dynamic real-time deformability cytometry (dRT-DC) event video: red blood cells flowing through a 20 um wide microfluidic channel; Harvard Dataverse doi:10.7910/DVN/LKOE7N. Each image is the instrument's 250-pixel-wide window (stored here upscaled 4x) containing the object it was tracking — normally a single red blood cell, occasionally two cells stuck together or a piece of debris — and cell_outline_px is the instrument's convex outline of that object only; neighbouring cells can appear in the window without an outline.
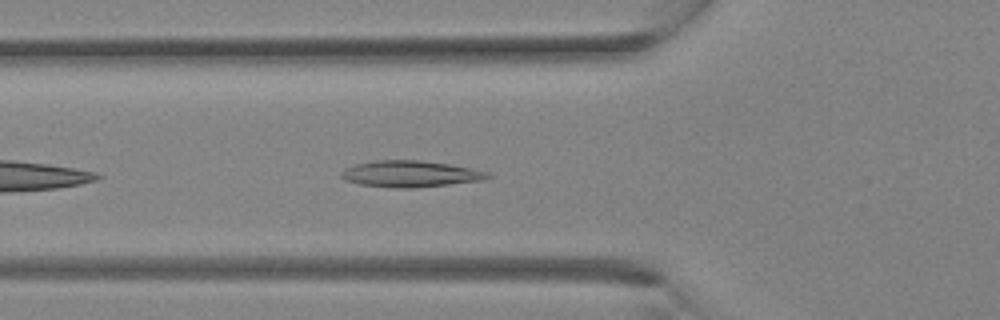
{"species": "Egyptian fruit bat (a non-hibernating species)", "species_latin": "Rousettus aegyptiacus", "temperature_condition": "room temperature", "stored_images_in_passage": 32, "camera_frame_rate_fps": 3000, "um_per_image_px": 0.085, "animal": {"sex": "female"}, "frame": {"image": 1, "passage_image": 11, "time_ms": 3.333, "image_size_px": [1000, 320], "cell_outline_px": [[492, 176], [484, 180], [412, 188], [396, 188], [360, 184], [344, 180], [340, 176], [340, 172], [356, 164], [376, 160], [420, 160], [448, 164], [488, 172]], "centroid_in_image_um": [34.86, 14.78], "position_along_channel_um": 90.9, "area_um2": 22.25}}
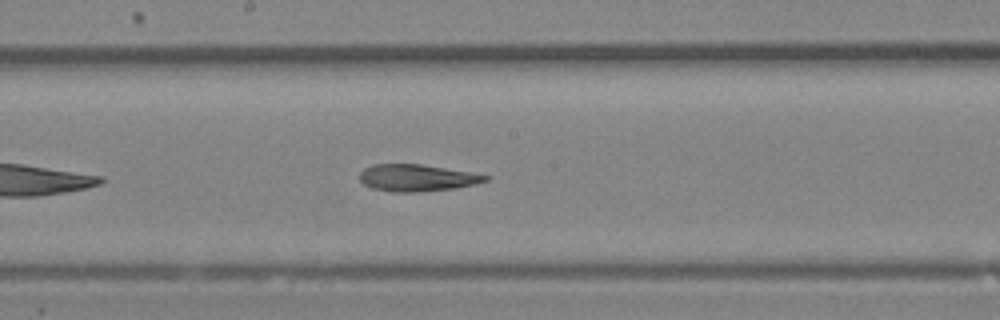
{"frame": {"image": 2, "passage_image": 17, "time_ms": 5.333, "image_size_px": [1000, 320], "cell_outline_px": [[488, 180], [476, 184], [456, 188], [416, 192], [392, 192], [372, 188], [364, 184], [360, 180], [360, 172], [364, 168], [372, 164], [420, 164], [468, 172], [488, 176]], "centroid_in_image_um": [35.39, 15.12], "position_along_channel_um": 212.8, "area_um2": 19.54}}
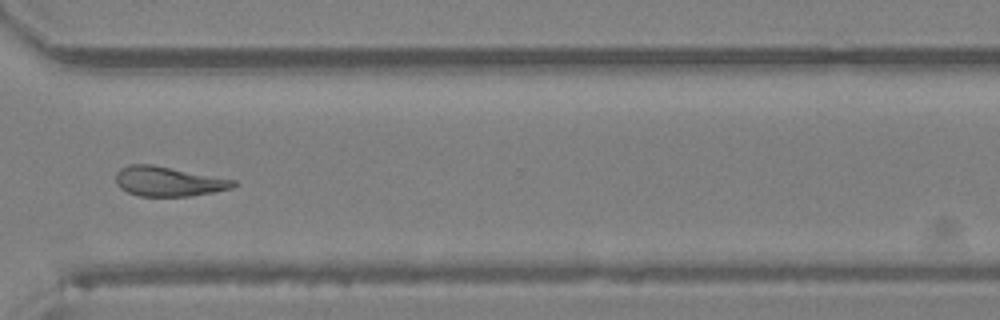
{"frame": {"image": 3, "passage_image": 24, "time_ms": 7.667, "image_size_px": [1000, 320], "cell_outline_px": [[240, 184], [232, 188], [212, 192], [188, 196], [140, 196], [128, 192], [120, 188], [116, 184], [116, 172], [120, 168], [128, 164], [152, 164], [236, 180]], "centroid_in_image_um": [14.31, 15.41], "position_along_channel_um": 356.3, "area_um2": 20.4}}